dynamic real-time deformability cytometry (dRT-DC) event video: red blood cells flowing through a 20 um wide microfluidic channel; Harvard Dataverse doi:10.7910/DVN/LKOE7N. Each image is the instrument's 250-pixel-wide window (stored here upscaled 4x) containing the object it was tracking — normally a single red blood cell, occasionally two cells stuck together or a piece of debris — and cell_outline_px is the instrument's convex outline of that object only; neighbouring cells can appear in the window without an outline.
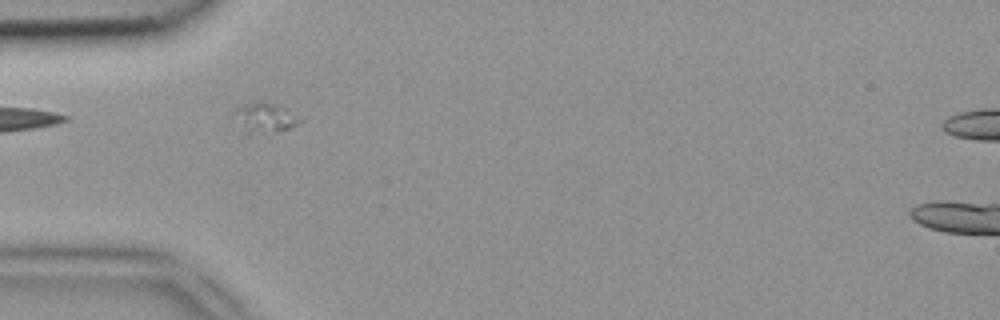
{"species": "common noctule bat (a hibernating species)", "species_latin": "Nyctalus noctula", "temperature_condition": "room temperature", "stored_images_in_passage": 5, "camera_frame_rate_fps": 3000, "um_per_image_px": 0.085, "animal": {"sex": "female", "body_mass_g": 18.4}, "frame": {"image": 1, "passage_image": 2, "time_ms": 0.333, "image_size_px": [1000, 320], "cell_outline_px": [[304, 120], [288, 128], [276, 132], [248, 132], [232, 112], [240, 104], [260, 100], [264, 100], [280, 104]], "centroid_in_image_um": [22.55, 9.92], "position_along_channel_um": 62.4, "area_um2": 11.33}}